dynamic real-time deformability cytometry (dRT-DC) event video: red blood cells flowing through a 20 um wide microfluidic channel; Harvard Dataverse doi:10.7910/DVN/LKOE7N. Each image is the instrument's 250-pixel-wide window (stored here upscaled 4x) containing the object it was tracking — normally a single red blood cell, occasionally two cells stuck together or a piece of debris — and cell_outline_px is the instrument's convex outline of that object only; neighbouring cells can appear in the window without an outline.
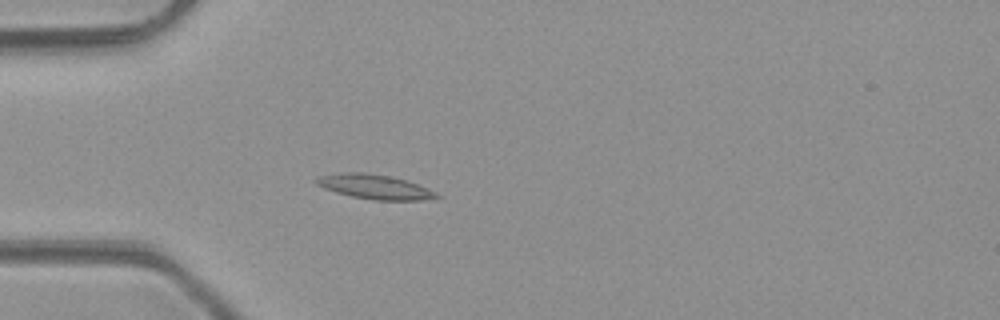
{"species": "common noctule bat (a hibernating species)", "species_latin": "Nyctalus noctula", "temperature_condition": "room temperature", "stored_images_in_passage": 3, "camera_frame_rate_fps": 3000, "um_per_image_px": 0.085, "animal": {"sex": "male", "body_mass_g": 23.1, "forearm_length_mm": 52.7}, "frame": {"image": 1, "passage_image": 3, "time_ms": 2.333, "image_size_px": [1000, 320], "cell_outline_px": [[440, 196], [436, 200], [376, 200], [352, 196], [336, 192], [324, 188], [316, 184], [312, 180], [320, 176], [340, 172], [364, 172], [388, 176], [408, 180], [428, 188], [436, 192]], "centroid_in_image_um": [31.88, 15.87], "position_along_channel_um": 53.1, "area_um2": 17.34}}